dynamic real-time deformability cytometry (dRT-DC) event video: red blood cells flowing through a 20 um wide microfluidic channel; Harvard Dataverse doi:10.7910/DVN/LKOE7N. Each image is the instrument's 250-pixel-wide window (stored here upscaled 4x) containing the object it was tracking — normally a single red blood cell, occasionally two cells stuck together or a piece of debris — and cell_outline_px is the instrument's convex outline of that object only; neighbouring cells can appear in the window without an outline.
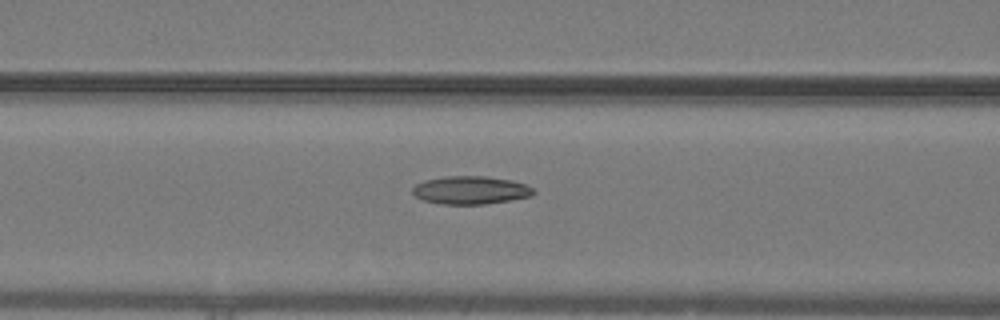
{"species": "common noctule bat (a hibernating species)", "species_latin": "Nyctalus noctula", "temperature_condition": "warm", "stored_images_in_passage": 46, "camera_frame_rate_fps": 3000, "um_per_image_px": 0.085, "animal": {"sex": "male", "body_mass_g": 19.2, "forearm_length_mm": 51.8}, "frame": {"image": 1, "passage_image": 22, "time_ms": 7.0, "image_size_px": [1000, 320], "cell_outline_px": [[536, 192], [532, 196], [484, 204], [440, 204], [424, 200], [416, 196], [412, 192], [412, 188], [416, 184], [424, 180], [444, 176], [484, 176], [512, 180], [524, 184], [532, 188]], "centroid_in_image_um": [39.98, 16.16], "position_along_channel_um": 126.6, "area_um2": 19.71}}
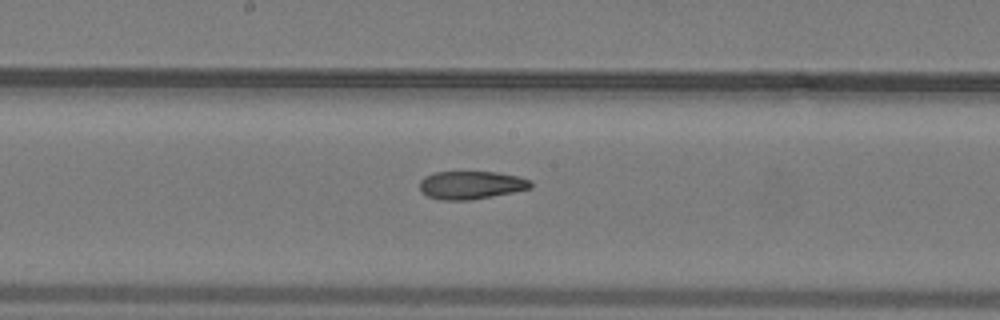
{"frame": {"image": 2, "passage_image": 28, "time_ms": 9.0, "image_size_px": [1000, 320], "cell_outline_px": [[532, 188], [472, 200], [440, 200], [428, 196], [420, 188], [420, 180], [424, 176], [436, 172], [496, 172], [520, 176], [532, 180]], "centroid_in_image_um": [40.07, 15.72], "position_along_channel_um": 208.1, "area_um2": 18.21}}
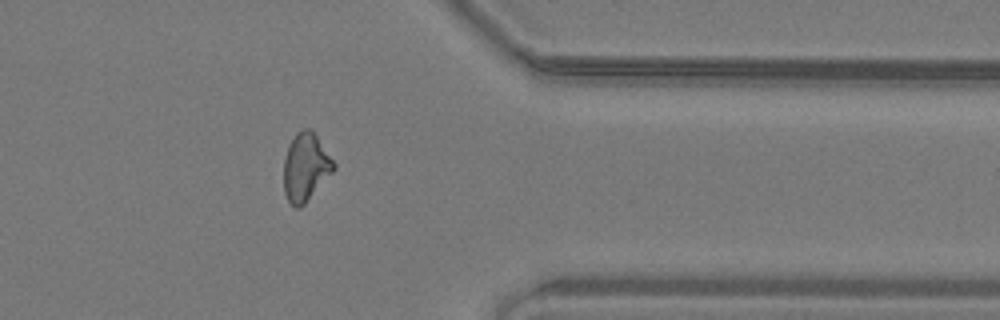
{"frame": {"image": 3, "passage_image": 42, "time_ms": 13.667, "image_size_px": [1000, 320], "cell_outline_px": [[336, 168], [304, 204], [300, 208], [296, 208], [288, 200], [284, 192], [284, 156], [288, 144], [296, 132], [304, 128], [312, 128], [336, 164]], "centroid_in_image_um": [25.97, 14.16], "position_along_channel_um": 385.4, "area_um2": 19.88}}